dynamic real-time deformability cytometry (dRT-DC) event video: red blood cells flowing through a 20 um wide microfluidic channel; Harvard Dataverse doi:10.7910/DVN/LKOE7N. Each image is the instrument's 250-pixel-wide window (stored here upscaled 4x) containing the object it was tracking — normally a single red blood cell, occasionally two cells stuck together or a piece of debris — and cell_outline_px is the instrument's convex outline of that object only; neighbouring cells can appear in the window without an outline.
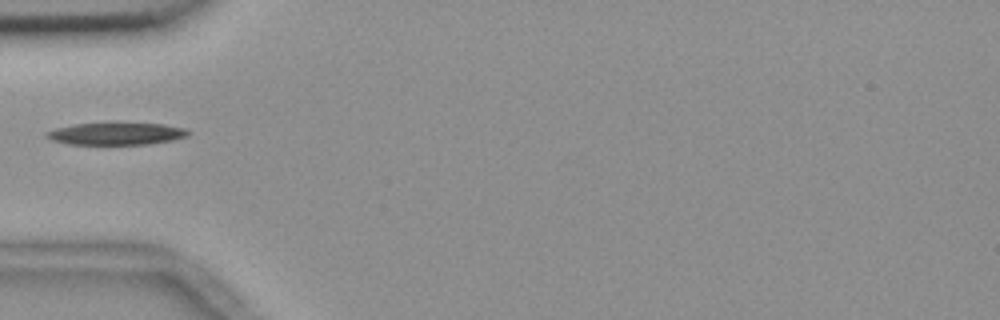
{"species": "common noctule bat (a hibernating species)", "species_latin": "Nyctalus noctula", "temperature_condition": "room temperature", "stored_images_in_passage": 33, "camera_frame_rate_fps": 3000, "um_per_image_px": 0.085, "animal": {"sex": "female", "body_mass_g": 18.4}, "frame": {"image": 1, "passage_image": 1, "time_ms": 0.0, "image_size_px": [1000, 320], "cell_outline_px": [[188, 136], [172, 140], [148, 144], [68, 144], [52, 140], [44, 136], [44, 132], [56, 128], [76, 124], [108, 120], [116, 120], [164, 124], [184, 128], [188, 132]], "centroid_in_image_um": [9.85, 11.31], "position_along_channel_um": 75.2, "area_um2": 19.31}}
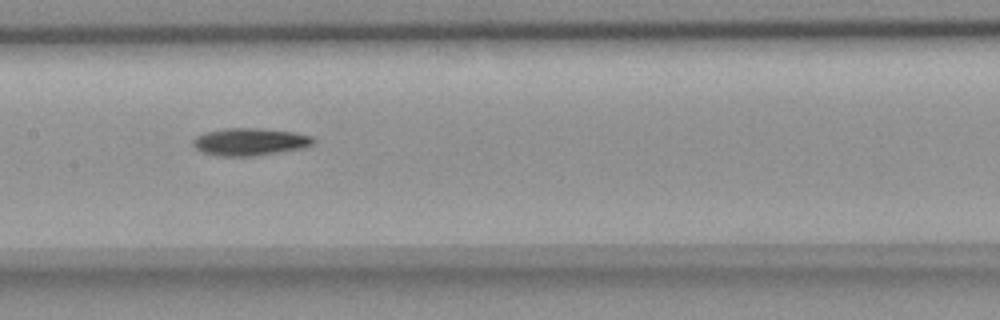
{"frame": {"image": 2, "passage_image": 10, "time_ms": 3.0, "image_size_px": [1000, 320], "cell_outline_px": [[316, 140], [312, 144], [304, 148], [252, 156], [220, 156], [204, 152], [196, 148], [192, 144], [192, 140], [196, 136], [204, 132], [224, 128], [256, 128], [296, 132], [312, 136]], "centroid_in_image_um": [21.24, 12.04], "position_along_channel_um": 186.2, "area_um2": 19.25}}
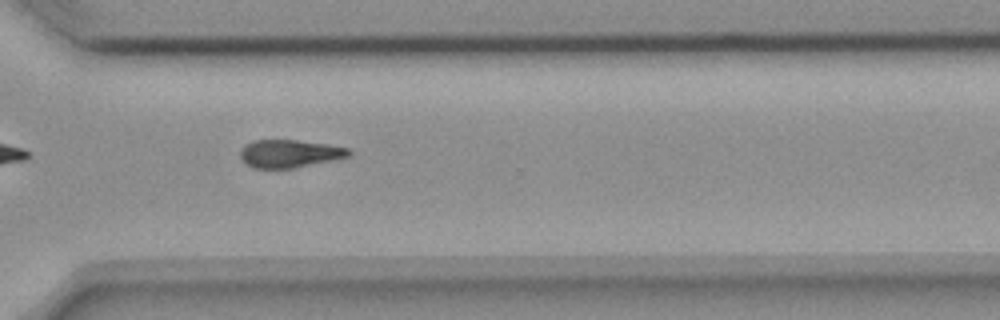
{"frame": {"image": 3, "passage_image": 23, "time_ms": 7.333, "image_size_px": [1000, 320], "cell_outline_px": [[352, 152], [348, 156], [292, 168], [252, 168], [244, 164], [240, 156], [240, 152], [244, 144], [252, 140], [296, 140], [328, 144], [348, 148]], "centroid_in_image_um": [24.53, 13.05], "position_along_channel_um": 346.1, "area_um2": 17.51}}